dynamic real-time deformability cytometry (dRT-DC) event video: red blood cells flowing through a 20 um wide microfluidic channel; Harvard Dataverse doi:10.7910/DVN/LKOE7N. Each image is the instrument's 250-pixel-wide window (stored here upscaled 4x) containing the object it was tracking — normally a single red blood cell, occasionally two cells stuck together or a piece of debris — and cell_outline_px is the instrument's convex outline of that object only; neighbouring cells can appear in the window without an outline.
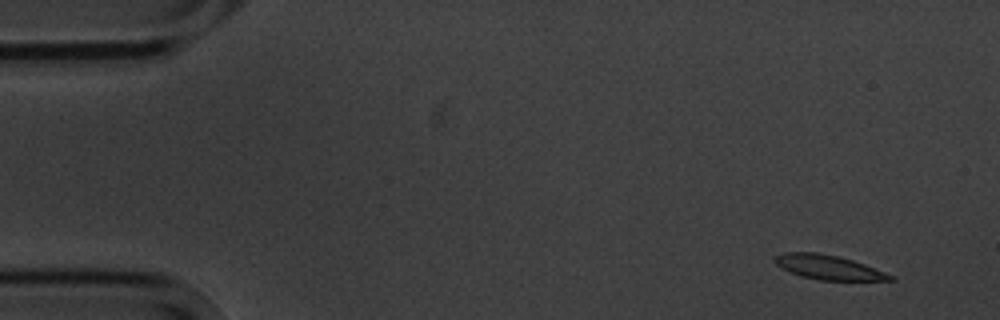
{"species": "common noctule bat (a hibernating species)", "species_latin": "Nyctalus noctula", "temperature_condition": "cold", "stored_images_in_passage": 6, "camera_frame_rate_fps": 3000, "um_per_image_px": 0.085, "animal": {"sex": "male", "body_mass_g": 20.1, "forearm_length_mm": 53.5}, "frame": {"image": 1, "passage_image": 6, "time_ms": 7.0, "image_size_px": [1000, 320], "cell_outline_px": [[896, 280], [820, 280], [800, 276], [788, 272], [776, 264], [772, 260], [776, 256], [784, 252], [816, 252], [836, 256], [852, 260], [864, 264], [896, 276]], "centroid_in_image_um": [70.4, 22.72], "position_along_channel_um": 14.6, "area_um2": 16.42}}